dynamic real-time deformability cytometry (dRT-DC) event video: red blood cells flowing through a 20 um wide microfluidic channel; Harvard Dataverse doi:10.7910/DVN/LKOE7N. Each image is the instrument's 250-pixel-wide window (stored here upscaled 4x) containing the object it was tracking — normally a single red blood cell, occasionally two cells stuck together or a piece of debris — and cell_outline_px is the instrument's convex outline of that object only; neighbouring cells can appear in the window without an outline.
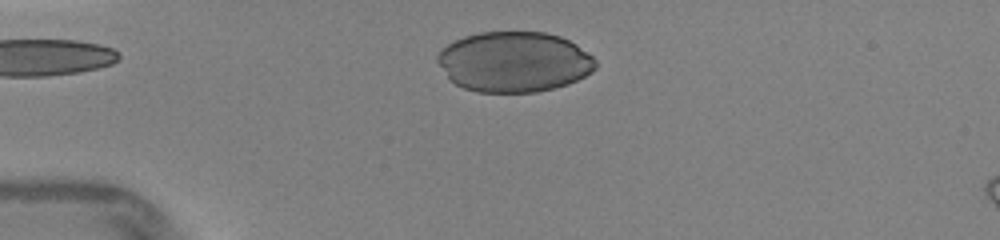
{"species": "human", "species_latin": "Homo sapiens", "temperature_condition": "warm", "stored_images_in_passage": 27, "camera_frame_rate_fps": 3000, "um_per_image_px": 0.085, "donor": {"sex": "female"}, "frame": {"image": 1, "passage_image": 1, "time_ms": 0.0, "image_size_px": [1000, 240], "cell_outline_px": [[596, 68], [592, 72], [568, 84], [536, 92], [476, 92], [464, 88], [448, 80], [436, 60], [436, 56], [440, 48], [464, 36], [480, 32], [544, 32], [560, 36], [576, 44], [592, 56], [596, 60]], "centroid_in_image_um": [43.66, 5.26], "position_along_channel_um": 41.3, "area_um2": 55.83}}
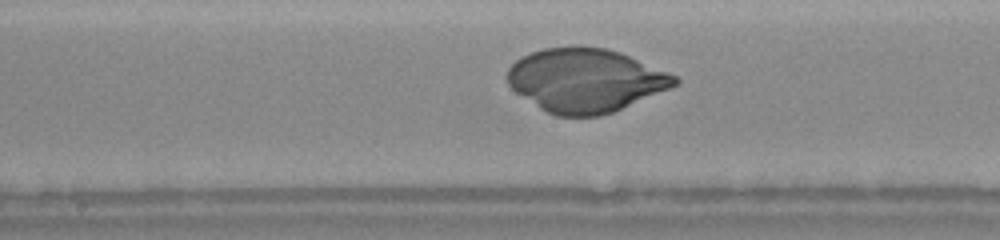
{"frame": {"image": 2, "passage_image": 14, "time_ms": 4.333, "image_size_px": [1000, 240], "cell_outline_px": [[680, 80], [672, 88], [612, 112], [600, 116], [556, 116], [540, 108], [516, 92], [508, 84], [504, 76], [508, 68], [520, 56], [544, 48], [608, 48], [620, 52], [676, 76]], "centroid_in_image_um": [49.74, 6.84], "position_along_channel_um": 198.5, "area_um2": 61.5}}